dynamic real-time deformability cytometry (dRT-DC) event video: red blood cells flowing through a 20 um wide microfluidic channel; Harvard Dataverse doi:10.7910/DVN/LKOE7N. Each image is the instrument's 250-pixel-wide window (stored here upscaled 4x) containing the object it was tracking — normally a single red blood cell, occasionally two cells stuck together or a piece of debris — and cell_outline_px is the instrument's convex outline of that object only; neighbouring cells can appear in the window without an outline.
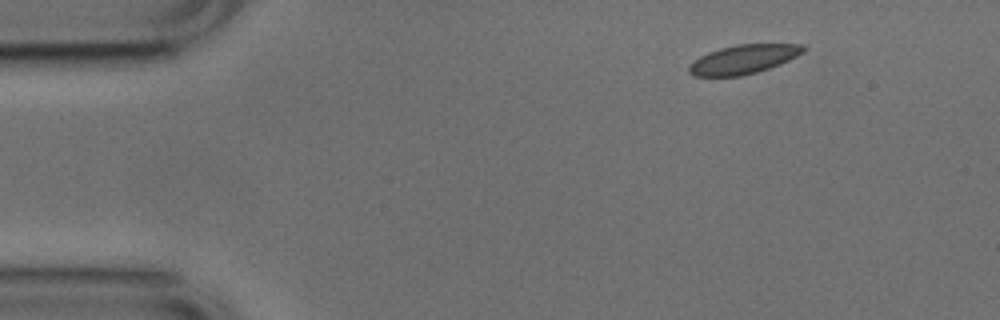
{"species": "common noctule bat (a hibernating species)", "species_latin": "Nyctalus noctula", "temperature_condition": "cold", "stored_images_in_passage": 47, "camera_frame_rate_fps": 3000, "um_per_image_px": 0.085, "animal": {"sex": "male", "body_mass_g": 17.9, "forearm_length_mm": 54.2}, "frame": {"image": 1, "passage_image": 1, "time_ms": 0.0, "image_size_px": [1000, 320], "cell_outline_px": [[808, 48], [804, 52], [780, 64], [756, 72], [740, 76], [692, 76], [688, 72], [688, 68], [700, 56], [708, 52], [720, 48], [736, 44], [804, 44]], "centroid_in_image_um": [63.22, 5.03], "position_along_channel_um": 21.8, "area_um2": 19.25}}
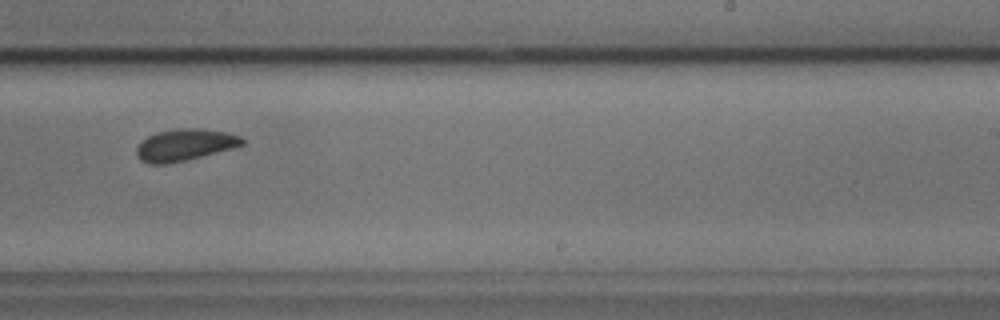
{"frame": {"image": 2, "passage_image": 27, "time_ms": 8.667, "image_size_px": [1000, 320], "cell_outline_px": [[244, 144], [232, 148], [184, 160], [164, 164], [148, 164], [140, 160], [136, 156], [136, 148], [148, 136], [156, 132], [180, 128], [200, 128], [224, 132], [240, 136], [244, 140]], "centroid_in_image_um": [15.67, 12.31], "position_along_channel_um": 273.3, "area_um2": 19.25}}
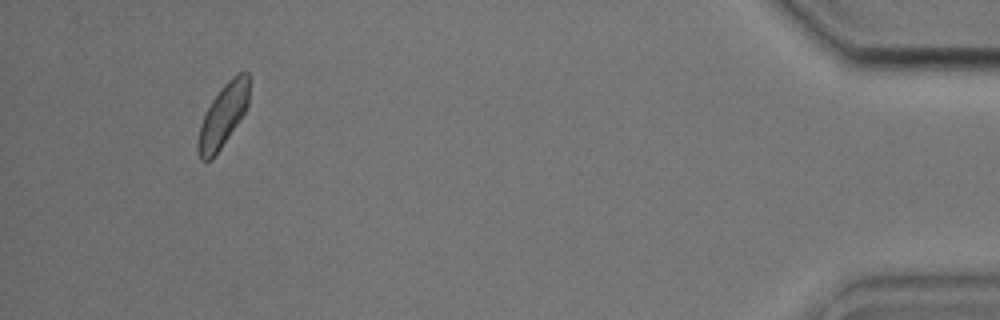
{"frame": {"image": 3, "passage_image": 44, "time_ms": 14.333, "image_size_px": [1000, 320], "cell_outline_px": [[248, 104], [244, 112], [212, 160], [200, 160], [196, 152], [196, 144], [200, 124], [212, 100], [224, 84], [232, 76], [240, 72], [248, 72]], "centroid_in_image_um": [18.91, 9.85], "position_along_channel_um": 416.3, "area_um2": 18.32}, "authors_computed_cell_mechanics": {"area_um2": 19.4786, "velocity_mm_per_s": 3.762, "shape_relaxation_time_tau1_ms": null, "shape_relaxation_time_tau2_ms": 1.4719, "deformation_change_tau1": null, "deformation_change_tau2": 0.062}}